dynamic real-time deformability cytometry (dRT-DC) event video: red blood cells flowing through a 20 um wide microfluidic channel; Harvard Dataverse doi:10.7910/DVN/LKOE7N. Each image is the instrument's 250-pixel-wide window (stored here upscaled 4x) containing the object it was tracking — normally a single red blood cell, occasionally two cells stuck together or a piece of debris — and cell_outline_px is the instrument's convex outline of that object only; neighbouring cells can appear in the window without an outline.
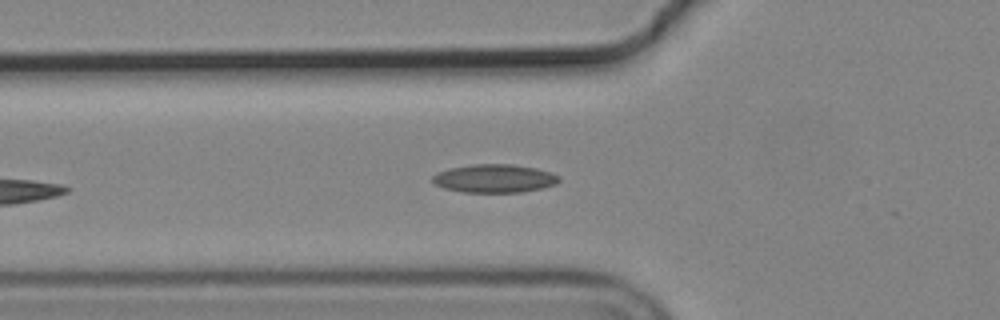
{"species": "common noctule bat (a hibernating species)", "species_latin": "Nyctalus noctula", "temperature_condition": "cold", "stored_images_in_passage": 41, "camera_frame_rate_fps": 3000, "um_per_image_px": 0.085, "animal": {"sex": "male", "body_mass_g": 19.2, "forearm_length_mm": 51.8}, "frame": {"image": 1, "passage_image": 10, "time_ms": 3.0, "image_size_px": [1000, 320], "cell_outline_px": [[560, 180], [556, 184], [540, 188], [520, 192], [464, 192], [444, 188], [436, 184], [432, 180], [432, 176], [436, 172], [448, 168], [472, 164], [512, 164], [536, 168], [552, 172], [560, 176]], "centroid_in_image_um": [42.02, 15.15], "position_along_channel_um": 83.8, "area_um2": 20.92}}
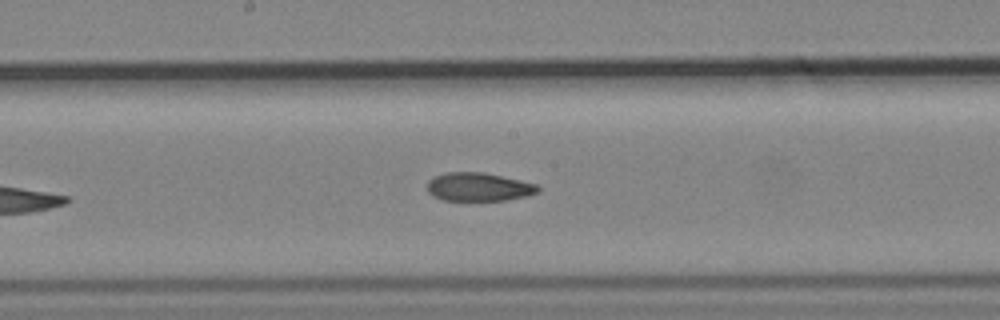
{"frame": {"image": 2, "passage_image": 20, "time_ms": 6.333, "image_size_px": [1000, 320], "cell_outline_px": [[540, 188], [536, 192], [528, 196], [504, 200], [444, 200], [432, 196], [428, 192], [428, 180], [432, 176], [444, 172], [484, 172], [520, 180], [536, 184]], "centroid_in_image_um": [40.64, 15.88], "position_along_channel_um": 207.6, "area_um2": 18.38}}
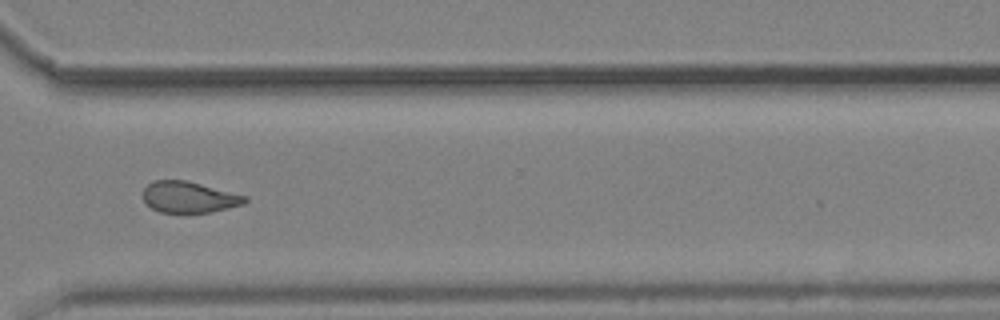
{"frame": {"image": 3, "passage_image": 32, "time_ms": 10.333, "image_size_px": [1000, 320], "cell_outline_px": [[248, 200], [244, 204], [208, 212], [160, 212], [152, 208], [144, 200], [144, 188], [152, 180], [184, 180], [248, 196]], "centroid_in_image_um": [16.07, 16.75], "position_along_channel_um": 354.5, "area_um2": 18.21}}